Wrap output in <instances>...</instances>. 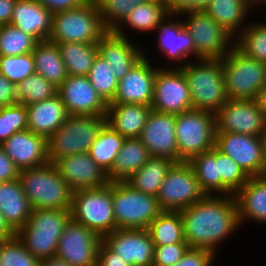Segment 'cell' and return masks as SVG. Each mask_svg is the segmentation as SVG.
I'll list each match as a JSON object with an SVG mask.
<instances>
[{
	"label": "cell",
	"instance_id": "obj_1",
	"mask_svg": "<svg viewBox=\"0 0 266 266\" xmlns=\"http://www.w3.org/2000/svg\"><path fill=\"white\" fill-rule=\"evenodd\" d=\"M179 213L189 248L217 254L222 241L225 243L241 227L233 195H205Z\"/></svg>",
	"mask_w": 266,
	"mask_h": 266
},
{
	"label": "cell",
	"instance_id": "obj_2",
	"mask_svg": "<svg viewBox=\"0 0 266 266\" xmlns=\"http://www.w3.org/2000/svg\"><path fill=\"white\" fill-rule=\"evenodd\" d=\"M70 219V209H32L26 224L15 236L39 260L54 257Z\"/></svg>",
	"mask_w": 266,
	"mask_h": 266
},
{
	"label": "cell",
	"instance_id": "obj_3",
	"mask_svg": "<svg viewBox=\"0 0 266 266\" xmlns=\"http://www.w3.org/2000/svg\"><path fill=\"white\" fill-rule=\"evenodd\" d=\"M180 69L188 82L192 108L215 113L227 102L221 59L191 60Z\"/></svg>",
	"mask_w": 266,
	"mask_h": 266
},
{
	"label": "cell",
	"instance_id": "obj_4",
	"mask_svg": "<svg viewBox=\"0 0 266 266\" xmlns=\"http://www.w3.org/2000/svg\"><path fill=\"white\" fill-rule=\"evenodd\" d=\"M19 180L32 209H70L74 191L54 163L20 170Z\"/></svg>",
	"mask_w": 266,
	"mask_h": 266
},
{
	"label": "cell",
	"instance_id": "obj_5",
	"mask_svg": "<svg viewBox=\"0 0 266 266\" xmlns=\"http://www.w3.org/2000/svg\"><path fill=\"white\" fill-rule=\"evenodd\" d=\"M106 32L96 1L87 0L77 8L53 14L48 41L97 43Z\"/></svg>",
	"mask_w": 266,
	"mask_h": 266
},
{
	"label": "cell",
	"instance_id": "obj_6",
	"mask_svg": "<svg viewBox=\"0 0 266 266\" xmlns=\"http://www.w3.org/2000/svg\"><path fill=\"white\" fill-rule=\"evenodd\" d=\"M106 116L68 115L63 125L47 139L49 162L62 156L89 152Z\"/></svg>",
	"mask_w": 266,
	"mask_h": 266
},
{
	"label": "cell",
	"instance_id": "obj_7",
	"mask_svg": "<svg viewBox=\"0 0 266 266\" xmlns=\"http://www.w3.org/2000/svg\"><path fill=\"white\" fill-rule=\"evenodd\" d=\"M71 219L86 226L100 237L116 230L112 203V182L99 188L73 192Z\"/></svg>",
	"mask_w": 266,
	"mask_h": 266
},
{
	"label": "cell",
	"instance_id": "obj_8",
	"mask_svg": "<svg viewBox=\"0 0 266 266\" xmlns=\"http://www.w3.org/2000/svg\"><path fill=\"white\" fill-rule=\"evenodd\" d=\"M175 135L179 162H188L192 157L211 150L216 140L215 114L194 108L176 114Z\"/></svg>",
	"mask_w": 266,
	"mask_h": 266
},
{
	"label": "cell",
	"instance_id": "obj_9",
	"mask_svg": "<svg viewBox=\"0 0 266 266\" xmlns=\"http://www.w3.org/2000/svg\"><path fill=\"white\" fill-rule=\"evenodd\" d=\"M116 229H148L162 212L155 196L134 190L125 181L112 182Z\"/></svg>",
	"mask_w": 266,
	"mask_h": 266
},
{
	"label": "cell",
	"instance_id": "obj_10",
	"mask_svg": "<svg viewBox=\"0 0 266 266\" xmlns=\"http://www.w3.org/2000/svg\"><path fill=\"white\" fill-rule=\"evenodd\" d=\"M228 99H255L266 84V63L249 58L235 46L221 59Z\"/></svg>",
	"mask_w": 266,
	"mask_h": 266
},
{
	"label": "cell",
	"instance_id": "obj_11",
	"mask_svg": "<svg viewBox=\"0 0 266 266\" xmlns=\"http://www.w3.org/2000/svg\"><path fill=\"white\" fill-rule=\"evenodd\" d=\"M180 15L193 39L195 60L222 59L234 47L235 38L205 11L192 10Z\"/></svg>",
	"mask_w": 266,
	"mask_h": 266
},
{
	"label": "cell",
	"instance_id": "obj_12",
	"mask_svg": "<svg viewBox=\"0 0 266 266\" xmlns=\"http://www.w3.org/2000/svg\"><path fill=\"white\" fill-rule=\"evenodd\" d=\"M205 195L189 163L178 162L169 169L156 198L162 211L179 212Z\"/></svg>",
	"mask_w": 266,
	"mask_h": 266
},
{
	"label": "cell",
	"instance_id": "obj_13",
	"mask_svg": "<svg viewBox=\"0 0 266 266\" xmlns=\"http://www.w3.org/2000/svg\"><path fill=\"white\" fill-rule=\"evenodd\" d=\"M215 147L231 157L249 177L266 175L264 137L216 132Z\"/></svg>",
	"mask_w": 266,
	"mask_h": 266
},
{
	"label": "cell",
	"instance_id": "obj_14",
	"mask_svg": "<svg viewBox=\"0 0 266 266\" xmlns=\"http://www.w3.org/2000/svg\"><path fill=\"white\" fill-rule=\"evenodd\" d=\"M214 114L216 132L266 134V121L255 99H228Z\"/></svg>",
	"mask_w": 266,
	"mask_h": 266
},
{
	"label": "cell",
	"instance_id": "obj_15",
	"mask_svg": "<svg viewBox=\"0 0 266 266\" xmlns=\"http://www.w3.org/2000/svg\"><path fill=\"white\" fill-rule=\"evenodd\" d=\"M166 67V68H165ZM158 68L154 81L152 110L180 114L192 109L187 79L180 68Z\"/></svg>",
	"mask_w": 266,
	"mask_h": 266
},
{
	"label": "cell",
	"instance_id": "obj_16",
	"mask_svg": "<svg viewBox=\"0 0 266 266\" xmlns=\"http://www.w3.org/2000/svg\"><path fill=\"white\" fill-rule=\"evenodd\" d=\"M101 243L102 237L70 219L58 241L55 256L70 266H97Z\"/></svg>",
	"mask_w": 266,
	"mask_h": 266
},
{
	"label": "cell",
	"instance_id": "obj_17",
	"mask_svg": "<svg viewBox=\"0 0 266 266\" xmlns=\"http://www.w3.org/2000/svg\"><path fill=\"white\" fill-rule=\"evenodd\" d=\"M155 31L158 33L157 50L168 62L173 61L174 65L171 64V68L172 66L173 68H180L186 65L189 60H195L193 39L184 27L183 18L180 14L170 13L167 15Z\"/></svg>",
	"mask_w": 266,
	"mask_h": 266
},
{
	"label": "cell",
	"instance_id": "obj_18",
	"mask_svg": "<svg viewBox=\"0 0 266 266\" xmlns=\"http://www.w3.org/2000/svg\"><path fill=\"white\" fill-rule=\"evenodd\" d=\"M102 242L132 266H152L154 243L148 229H116Z\"/></svg>",
	"mask_w": 266,
	"mask_h": 266
},
{
	"label": "cell",
	"instance_id": "obj_19",
	"mask_svg": "<svg viewBox=\"0 0 266 266\" xmlns=\"http://www.w3.org/2000/svg\"><path fill=\"white\" fill-rule=\"evenodd\" d=\"M57 94L68 115H107L108 104L94 89L88 76L69 75L58 87Z\"/></svg>",
	"mask_w": 266,
	"mask_h": 266
},
{
	"label": "cell",
	"instance_id": "obj_20",
	"mask_svg": "<svg viewBox=\"0 0 266 266\" xmlns=\"http://www.w3.org/2000/svg\"><path fill=\"white\" fill-rule=\"evenodd\" d=\"M149 55L144 56L118 81L116 95L111 103H131L151 106L157 69L164 66L151 64Z\"/></svg>",
	"mask_w": 266,
	"mask_h": 266
},
{
	"label": "cell",
	"instance_id": "obj_21",
	"mask_svg": "<svg viewBox=\"0 0 266 266\" xmlns=\"http://www.w3.org/2000/svg\"><path fill=\"white\" fill-rule=\"evenodd\" d=\"M140 139L150 156L163 157L179 162L175 135V114L151 110Z\"/></svg>",
	"mask_w": 266,
	"mask_h": 266
},
{
	"label": "cell",
	"instance_id": "obj_22",
	"mask_svg": "<svg viewBox=\"0 0 266 266\" xmlns=\"http://www.w3.org/2000/svg\"><path fill=\"white\" fill-rule=\"evenodd\" d=\"M54 165L61 178L73 191L99 188L110 183L107 172L90 157L88 152L62 156L54 162Z\"/></svg>",
	"mask_w": 266,
	"mask_h": 266
},
{
	"label": "cell",
	"instance_id": "obj_23",
	"mask_svg": "<svg viewBox=\"0 0 266 266\" xmlns=\"http://www.w3.org/2000/svg\"><path fill=\"white\" fill-rule=\"evenodd\" d=\"M0 146L19 170L36 168L49 163L47 139L29 129L15 132Z\"/></svg>",
	"mask_w": 266,
	"mask_h": 266
},
{
	"label": "cell",
	"instance_id": "obj_24",
	"mask_svg": "<svg viewBox=\"0 0 266 266\" xmlns=\"http://www.w3.org/2000/svg\"><path fill=\"white\" fill-rule=\"evenodd\" d=\"M131 39L107 31L97 42L98 55L108 62L118 81L144 56L145 50Z\"/></svg>",
	"mask_w": 266,
	"mask_h": 266
},
{
	"label": "cell",
	"instance_id": "obj_25",
	"mask_svg": "<svg viewBox=\"0 0 266 266\" xmlns=\"http://www.w3.org/2000/svg\"><path fill=\"white\" fill-rule=\"evenodd\" d=\"M53 13L34 0H16L11 25L38 42L47 41L51 34Z\"/></svg>",
	"mask_w": 266,
	"mask_h": 266
},
{
	"label": "cell",
	"instance_id": "obj_26",
	"mask_svg": "<svg viewBox=\"0 0 266 266\" xmlns=\"http://www.w3.org/2000/svg\"><path fill=\"white\" fill-rule=\"evenodd\" d=\"M233 196L240 226L249 221L266 224V175L250 177Z\"/></svg>",
	"mask_w": 266,
	"mask_h": 266
},
{
	"label": "cell",
	"instance_id": "obj_27",
	"mask_svg": "<svg viewBox=\"0 0 266 266\" xmlns=\"http://www.w3.org/2000/svg\"><path fill=\"white\" fill-rule=\"evenodd\" d=\"M26 110L28 129L46 139L56 132L68 117L65 104L58 94L27 105Z\"/></svg>",
	"mask_w": 266,
	"mask_h": 266
},
{
	"label": "cell",
	"instance_id": "obj_28",
	"mask_svg": "<svg viewBox=\"0 0 266 266\" xmlns=\"http://www.w3.org/2000/svg\"><path fill=\"white\" fill-rule=\"evenodd\" d=\"M152 108L131 103H109L106 123L125 138H140Z\"/></svg>",
	"mask_w": 266,
	"mask_h": 266
},
{
	"label": "cell",
	"instance_id": "obj_29",
	"mask_svg": "<svg viewBox=\"0 0 266 266\" xmlns=\"http://www.w3.org/2000/svg\"><path fill=\"white\" fill-rule=\"evenodd\" d=\"M0 212L8 226L16 233L29 219L32 208L19 178L0 182Z\"/></svg>",
	"mask_w": 266,
	"mask_h": 266
},
{
	"label": "cell",
	"instance_id": "obj_30",
	"mask_svg": "<svg viewBox=\"0 0 266 266\" xmlns=\"http://www.w3.org/2000/svg\"><path fill=\"white\" fill-rule=\"evenodd\" d=\"M203 11L236 38L250 23L247 17L253 10L246 0H210Z\"/></svg>",
	"mask_w": 266,
	"mask_h": 266
},
{
	"label": "cell",
	"instance_id": "obj_31",
	"mask_svg": "<svg viewBox=\"0 0 266 266\" xmlns=\"http://www.w3.org/2000/svg\"><path fill=\"white\" fill-rule=\"evenodd\" d=\"M169 14L170 10L165 0H146L136 6L114 32L127 38L129 36L125 30L128 31L129 27L139 34L154 33L161 21Z\"/></svg>",
	"mask_w": 266,
	"mask_h": 266
},
{
	"label": "cell",
	"instance_id": "obj_32",
	"mask_svg": "<svg viewBox=\"0 0 266 266\" xmlns=\"http://www.w3.org/2000/svg\"><path fill=\"white\" fill-rule=\"evenodd\" d=\"M150 157L140 138H126L111 170L107 173L109 181L127 180L143 167Z\"/></svg>",
	"mask_w": 266,
	"mask_h": 266
},
{
	"label": "cell",
	"instance_id": "obj_33",
	"mask_svg": "<svg viewBox=\"0 0 266 266\" xmlns=\"http://www.w3.org/2000/svg\"><path fill=\"white\" fill-rule=\"evenodd\" d=\"M35 73L59 87L69 76L57 44L50 41L38 42L32 51Z\"/></svg>",
	"mask_w": 266,
	"mask_h": 266
},
{
	"label": "cell",
	"instance_id": "obj_34",
	"mask_svg": "<svg viewBox=\"0 0 266 266\" xmlns=\"http://www.w3.org/2000/svg\"><path fill=\"white\" fill-rule=\"evenodd\" d=\"M174 163L167 158L151 156L144 166L125 182L134 190L156 197L161 183Z\"/></svg>",
	"mask_w": 266,
	"mask_h": 266
},
{
	"label": "cell",
	"instance_id": "obj_35",
	"mask_svg": "<svg viewBox=\"0 0 266 266\" xmlns=\"http://www.w3.org/2000/svg\"><path fill=\"white\" fill-rule=\"evenodd\" d=\"M206 195H221V177L218 174V149L200 153L188 161Z\"/></svg>",
	"mask_w": 266,
	"mask_h": 266
},
{
	"label": "cell",
	"instance_id": "obj_36",
	"mask_svg": "<svg viewBox=\"0 0 266 266\" xmlns=\"http://www.w3.org/2000/svg\"><path fill=\"white\" fill-rule=\"evenodd\" d=\"M62 60L69 75L87 76L98 54L97 43H58Z\"/></svg>",
	"mask_w": 266,
	"mask_h": 266
},
{
	"label": "cell",
	"instance_id": "obj_37",
	"mask_svg": "<svg viewBox=\"0 0 266 266\" xmlns=\"http://www.w3.org/2000/svg\"><path fill=\"white\" fill-rule=\"evenodd\" d=\"M125 137L117 133L105 123L89 149L90 157L107 173L111 170L115 159L122 148Z\"/></svg>",
	"mask_w": 266,
	"mask_h": 266
},
{
	"label": "cell",
	"instance_id": "obj_38",
	"mask_svg": "<svg viewBox=\"0 0 266 266\" xmlns=\"http://www.w3.org/2000/svg\"><path fill=\"white\" fill-rule=\"evenodd\" d=\"M154 246L186 243L183 222L179 212L162 211L149 225Z\"/></svg>",
	"mask_w": 266,
	"mask_h": 266
},
{
	"label": "cell",
	"instance_id": "obj_39",
	"mask_svg": "<svg viewBox=\"0 0 266 266\" xmlns=\"http://www.w3.org/2000/svg\"><path fill=\"white\" fill-rule=\"evenodd\" d=\"M234 46L247 57L266 63V21L249 23L235 38Z\"/></svg>",
	"mask_w": 266,
	"mask_h": 266
},
{
	"label": "cell",
	"instance_id": "obj_40",
	"mask_svg": "<svg viewBox=\"0 0 266 266\" xmlns=\"http://www.w3.org/2000/svg\"><path fill=\"white\" fill-rule=\"evenodd\" d=\"M18 103L25 106L57 95L58 87L40 74L34 73L16 86Z\"/></svg>",
	"mask_w": 266,
	"mask_h": 266
},
{
	"label": "cell",
	"instance_id": "obj_41",
	"mask_svg": "<svg viewBox=\"0 0 266 266\" xmlns=\"http://www.w3.org/2000/svg\"><path fill=\"white\" fill-rule=\"evenodd\" d=\"M87 76L102 99L111 103L117 92L118 79L108 62L97 54Z\"/></svg>",
	"mask_w": 266,
	"mask_h": 266
},
{
	"label": "cell",
	"instance_id": "obj_42",
	"mask_svg": "<svg viewBox=\"0 0 266 266\" xmlns=\"http://www.w3.org/2000/svg\"><path fill=\"white\" fill-rule=\"evenodd\" d=\"M37 43L34 37L11 24L0 26V56H19L30 53Z\"/></svg>",
	"mask_w": 266,
	"mask_h": 266
},
{
	"label": "cell",
	"instance_id": "obj_43",
	"mask_svg": "<svg viewBox=\"0 0 266 266\" xmlns=\"http://www.w3.org/2000/svg\"><path fill=\"white\" fill-rule=\"evenodd\" d=\"M218 174L221 177V195H234L250 178L231 157L219 150Z\"/></svg>",
	"mask_w": 266,
	"mask_h": 266
},
{
	"label": "cell",
	"instance_id": "obj_44",
	"mask_svg": "<svg viewBox=\"0 0 266 266\" xmlns=\"http://www.w3.org/2000/svg\"><path fill=\"white\" fill-rule=\"evenodd\" d=\"M107 31H114L139 4L146 0H95Z\"/></svg>",
	"mask_w": 266,
	"mask_h": 266
},
{
	"label": "cell",
	"instance_id": "obj_45",
	"mask_svg": "<svg viewBox=\"0 0 266 266\" xmlns=\"http://www.w3.org/2000/svg\"><path fill=\"white\" fill-rule=\"evenodd\" d=\"M34 257L16 237L0 241V266H39Z\"/></svg>",
	"mask_w": 266,
	"mask_h": 266
},
{
	"label": "cell",
	"instance_id": "obj_46",
	"mask_svg": "<svg viewBox=\"0 0 266 266\" xmlns=\"http://www.w3.org/2000/svg\"><path fill=\"white\" fill-rule=\"evenodd\" d=\"M0 73L17 86L35 73L32 52L19 56H0Z\"/></svg>",
	"mask_w": 266,
	"mask_h": 266
},
{
	"label": "cell",
	"instance_id": "obj_47",
	"mask_svg": "<svg viewBox=\"0 0 266 266\" xmlns=\"http://www.w3.org/2000/svg\"><path fill=\"white\" fill-rule=\"evenodd\" d=\"M26 106L16 103L0 108V144L15 132L28 129Z\"/></svg>",
	"mask_w": 266,
	"mask_h": 266
},
{
	"label": "cell",
	"instance_id": "obj_48",
	"mask_svg": "<svg viewBox=\"0 0 266 266\" xmlns=\"http://www.w3.org/2000/svg\"><path fill=\"white\" fill-rule=\"evenodd\" d=\"M187 243H175L165 246H154L152 266H171L177 264L187 252Z\"/></svg>",
	"mask_w": 266,
	"mask_h": 266
},
{
	"label": "cell",
	"instance_id": "obj_49",
	"mask_svg": "<svg viewBox=\"0 0 266 266\" xmlns=\"http://www.w3.org/2000/svg\"><path fill=\"white\" fill-rule=\"evenodd\" d=\"M217 254L206 249L189 248L182 259L171 266H213Z\"/></svg>",
	"mask_w": 266,
	"mask_h": 266
},
{
	"label": "cell",
	"instance_id": "obj_50",
	"mask_svg": "<svg viewBox=\"0 0 266 266\" xmlns=\"http://www.w3.org/2000/svg\"><path fill=\"white\" fill-rule=\"evenodd\" d=\"M210 0H165L170 13L181 14L192 10H203Z\"/></svg>",
	"mask_w": 266,
	"mask_h": 266
},
{
	"label": "cell",
	"instance_id": "obj_51",
	"mask_svg": "<svg viewBox=\"0 0 266 266\" xmlns=\"http://www.w3.org/2000/svg\"><path fill=\"white\" fill-rule=\"evenodd\" d=\"M18 103L16 85L0 73V108Z\"/></svg>",
	"mask_w": 266,
	"mask_h": 266
},
{
	"label": "cell",
	"instance_id": "obj_52",
	"mask_svg": "<svg viewBox=\"0 0 266 266\" xmlns=\"http://www.w3.org/2000/svg\"><path fill=\"white\" fill-rule=\"evenodd\" d=\"M19 171L15 163L5 154L0 146V182L12 181L19 178Z\"/></svg>",
	"mask_w": 266,
	"mask_h": 266
},
{
	"label": "cell",
	"instance_id": "obj_53",
	"mask_svg": "<svg viewBox=\"0 0 266 266\" xmlns=\"http://www.w3.org/2000/svg\"><path fill=\"white\" fill-rule=\"evenodd\" d=\"M97 266H132L112 252L103 242L98 249Z\"/></svg>",
	"mask_w": 266,
	"mask_h": 266
},
{
	"label": "cell",
	"instance_id": "obj_54",
	"mask_svg": "<svg viewBox=\"0 0 266 266\" xmlns=\"http://www.w3.org/2000/svg\"><path fill=\"white\" fill-rule=\"evenodd\" d=\"M39 2L53 14L77 8L87 0H34Z\"/></svg>",
	"mask_w": 266,
	"mask_h": 266
},
{
	"label": "cell",
	"instance_id": "obj_55",
	"mask_svg": "<svg viewBox=\"0 0 266 266\" xmlns=\"http://www.w3.org/2000/svg\"><path fill=\"white\" fill-rule=\"evenodd\" d=\"M16 0H0V26L11 23Z\"/></svg>",
	"mask_w": 266,
	"mask_h": 266
},
{
	"label": "cell",
	"instance_id": "obj_56",
	"mask_svg": "<svg viewBox=\"0 0 266 266\" xmlns=\"http://www.w3.org/2000/svg\"><path fill=\"white\" fill-rule=\"evenodd\" d=\"M15 236V232L6 223L3 214L0 212V241L9 239Z\"/></svg>",
	"mask_w": 266,
	"mask_h": 266
},
{
	"label": "cell",
	"instance_id": "obj_57",
	"mask_svg": "<svg viewBox=\"0 0 266 266\" xmlns=\"http://www.w3.org/2000/svg\"><path fill=\"white\" fill-rule=\"evenodd\" d=\"M258 107L263 113V117L266 121V84L258 92L257 97L255 98Z\"/></svg>",
	"mask_w": 266,
	"mask_h": 266
},
{
	"label": "cell",
	"instance_id": "obj_58",
	"mask_svg": "<svg viewBox=\"0 0 266 266\" xmlns=\"http://www.w3.org/2000/svg\"><path fill=\"white\" fill-rule=\"evenodd\" d=\"M39 266H70L64 260L54 256L46 259L40 260Z\"/></svg>",
	"mask_w": 266,
	"mask_h": 266
},
{
	"label": "cell",
	"instance_id": "obj_59",
	"mask_svg": "<svg viewBox=\"0 0 266 266\" xmlns=\"http://www.w3.org/2000/svg\"><path fill=\"white\" fill-rule=\"evenodd\" d=\"M246 1H247L248 6L254 11H256L255 8L257 9V5H258V8L260 7L259 5L261 6L263 5V7L264 6L266 7V0H246Z\"/></svg>",
	"mask_w": 266,
	"mask_h": 266
},
{
	"label": "cell",
	"instance_id": "obj_60",
	"mask_svg": "<svg viewBox=\"0 0 266 266\" xmlns=\"http://www.w3.org/2000/svg\"><path fill=\"white\" fill-rule=\"evenodd\" d=\"M264 139H265V161H266V134L264 135Z\"/></svg>",
	"mask_w": 266,
	"mask_h": 266
}]
</instances>
